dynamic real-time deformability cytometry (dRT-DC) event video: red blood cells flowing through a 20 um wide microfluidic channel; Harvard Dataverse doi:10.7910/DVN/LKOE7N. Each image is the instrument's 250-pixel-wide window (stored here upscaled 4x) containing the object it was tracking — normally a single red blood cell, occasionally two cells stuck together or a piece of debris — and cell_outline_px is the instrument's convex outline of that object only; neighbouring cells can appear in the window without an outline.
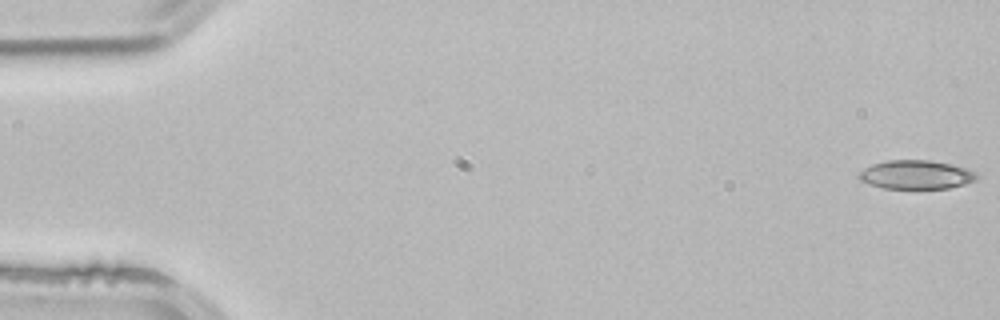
{"species": "common noctule bat (a hibernating species)", "species_latin": "Nyctalus noctula", "temperature_condition": "room temperature", "stored_images_in_passage": 17, "camera_frame_rate_fps": 3000, "um_per_image_px": 0.085, "animal": {"sex": "male", "body_mass_g": 21.5, "forearm_length_mm": 52.0}, "frame": {"image": 1, "passage_image": 1, "time_ms": 0.0, "image_size_px": [1000, 320], "cell_outline_px": [[980, 176], [976, 180], [964, 184], [948, 188], [884, 188], [868, 184], [860, 180], [856, 176], [864, 168], [872, 164], [888, 160], [928, 160], [952, 164], [968, 168], [976, 172]], "centroid_in_image_um": [77.88, 14.84], "position_along_channel_um": 7.1, "area_um2": 19.88}}
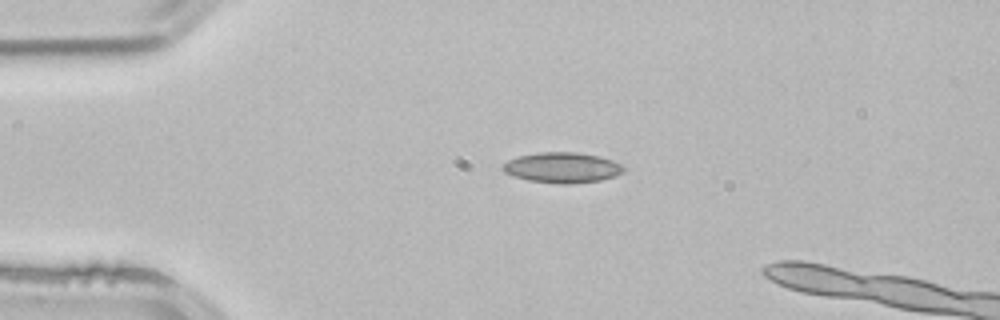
{"frame": {"image": 2, "passage_image": 12, "time_ms": 3.667, "image_size_px": [1000, 320], "cell_outline_px": [[624, 172], [600, 180], [572, 184], [560, 184], [528, 180], [504, 172], [500, 168], [508, 160], [516, 156], [540, 152], [576, 152], [600, 156], [612, 160], [620, 164], [624, 168]], "centroid_in_image_um": [47.77, 14.24], "position_along_channel_um": 37.2, "area_um2": 21.39}}